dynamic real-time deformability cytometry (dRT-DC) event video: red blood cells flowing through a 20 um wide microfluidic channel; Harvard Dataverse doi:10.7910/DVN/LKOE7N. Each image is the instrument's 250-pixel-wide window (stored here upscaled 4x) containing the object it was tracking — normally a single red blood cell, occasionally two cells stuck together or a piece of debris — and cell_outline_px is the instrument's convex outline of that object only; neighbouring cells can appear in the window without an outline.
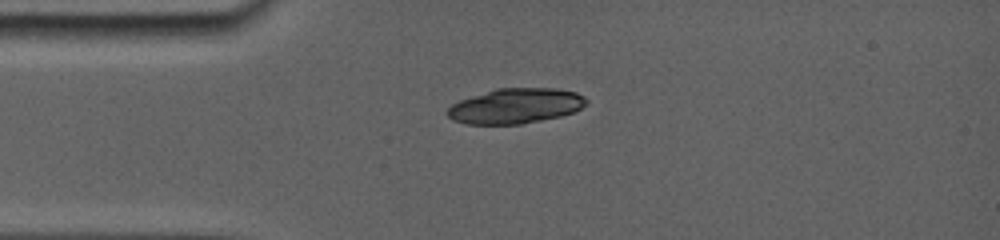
{"species": "common noctule bat (a hibernating species)", "species_latin": "Nyctalus noctula", "temperature_condition": "room temperature", "stored_images_in_passage": 4, "camera_frame_rate_fps": 5000, "um_per_image_px": 0.085, "animal": {"sex": "female", "body_mass_g": 19.0, "forearm_length_mm": 56.7}, "frame": {"image": 1, "passage_image": 1, "time_ms": 0.0, "image_size_px": [1000, 240], "cell_outline_px": [[588, 104], [572, 112], [560, 116], [520, 124], [468, 124], [452, 120], [444, 112], [452, 104], [460, 100], [496, 88], [556, 88], [576, 92], [584, 96], [588, 100]], "centroid_in_image_um": [43.81, 9.0], "position_along_channel_um": 41.2, "area_um2": 28.44}}